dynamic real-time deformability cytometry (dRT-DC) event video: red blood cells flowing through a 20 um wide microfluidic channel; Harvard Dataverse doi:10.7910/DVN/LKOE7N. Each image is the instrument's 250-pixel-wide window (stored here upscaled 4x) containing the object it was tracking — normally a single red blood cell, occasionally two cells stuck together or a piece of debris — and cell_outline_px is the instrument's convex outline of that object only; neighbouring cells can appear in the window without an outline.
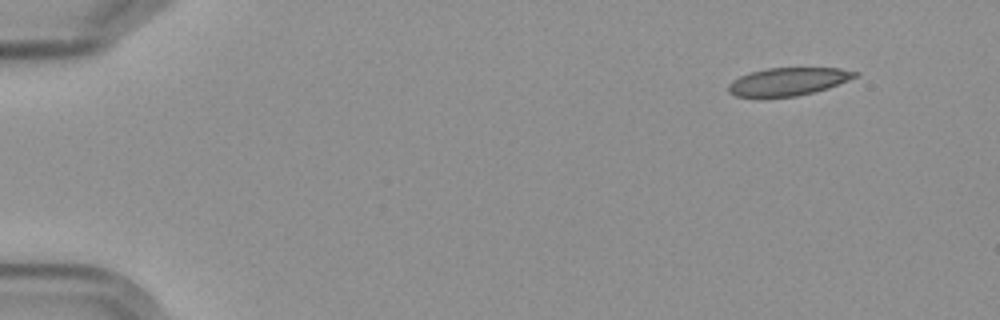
{"species": "Egyptian fruit bat (a non-hibernating species)", "species_latin": "Rousettus aegyptiacus", "temperature_condition": "cold", "stored_images_in_passage": 9, "camera_frame_rate_fps": 3000, "um_per_image_px": 0.085, "frame": {"image": 1, "passage_image": 1, "time_ms": 0.0, "image_size_px": [1000, 320], "cell_outline_px": [[860, 76], [828, 88], [796, 96], [736, 96], [728, 92], [728, 84], [732, 80], [740, 76], [752, 72], [768, 68], [840, 68], [860, 72]], "centroid_in_image_um": [67.04, 6.92], "position_along_channel_um": 18.0, "area_um2": 20.4}}
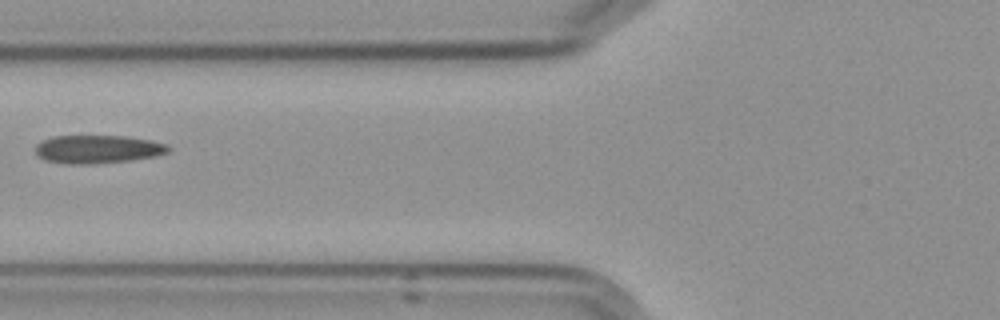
{"frame": {"image": 2, "passage_image": 6, "time_ms": 6.0, "image_size_px": [1000, 320], "cell_outline_px": [[172, 148], [168, 152], [156, 156], [132, 160], [76, 164], [48, 160], [40, 156], [36, 152], [36, 144], [52, 136], [124, 136], [152, 140], [168, 144]], "centroid_in_image_um": [8.39, 12.66], "position_along_channel_um": 117.4, "area_um2": 21.5}}